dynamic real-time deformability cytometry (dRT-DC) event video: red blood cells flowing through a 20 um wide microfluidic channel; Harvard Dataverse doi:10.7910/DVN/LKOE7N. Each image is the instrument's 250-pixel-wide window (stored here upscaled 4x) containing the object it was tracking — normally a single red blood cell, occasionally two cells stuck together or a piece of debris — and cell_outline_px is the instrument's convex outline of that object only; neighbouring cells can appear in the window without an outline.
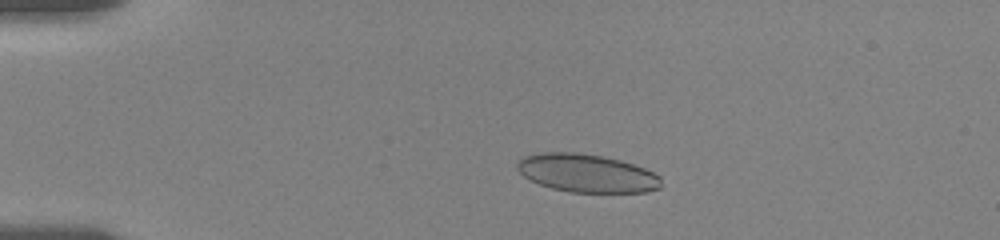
{"species": "human", "species_latin": "Homo sapiens", "temperature_condition": "room temperature", "stored_images_in_passage": 19, "camera_frame_rate_fps": 3000, "um_per_image_px": 0.085, "donor": {"sex": "female"}, "frame": {"image": 1, "passage_image": 8, "time_ms": 3.333, "image_size_px": [1000, 240], "cell_outline_px": [[660, 188], [648, 192], [568, 192], [552, 188], [540, 184], [524, 176], [516, 168], [516, 164], [520, 156], [536, 152], [576, 152], [604, 156], [620, 160], [644, 168], [660, 176]], "centroid_in_image_um": [49.83, 14.7], "position_along_channel_um": 35.2, "area_um2": 32.19}}
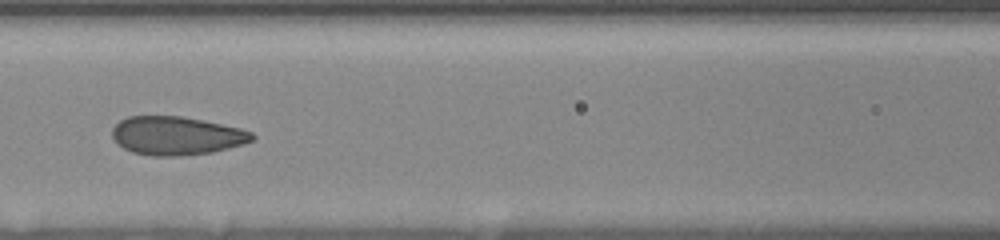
{"frame": {"image": 2, "passage_image": 16, "time_ms": 8.0, "image_size_px": [1000, 240], "cell_outline_px": [[256, 136], [252, 140], [244, 144], [212, 152], [176, 156], [152, 156], [132, 152], [124, 148], [112, 136], [112, 128], [120, 120], [128, 116], [180, 116], [204, 120], [240, 128], [252, 132]], "centroid_in_image_um": [15.01, 11.53], "position_along_channel_um": 151.6, "area_um2": 31.33}}
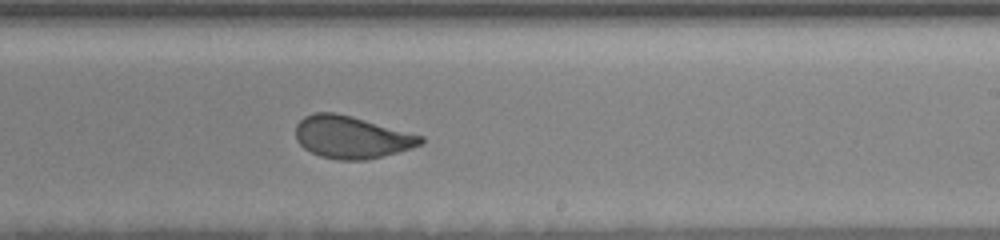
{"frame": {"image": 3, "passage_image": 19, "time_ms": 11.0, "image_size_px": [1000, 240], "cell_outline_px": [[424, 144], [412, 148], [364, 160], [340, 160], [320, 156], [304, 148], [296, 140], [296, 124], [304, 116], [312, 112], [336, 112], [352, 116], [424, 136]], "centroid_in_image_um": [29.87, 11.64], "position_along_channel_um": 259.1, "area_um2": 30.87}}